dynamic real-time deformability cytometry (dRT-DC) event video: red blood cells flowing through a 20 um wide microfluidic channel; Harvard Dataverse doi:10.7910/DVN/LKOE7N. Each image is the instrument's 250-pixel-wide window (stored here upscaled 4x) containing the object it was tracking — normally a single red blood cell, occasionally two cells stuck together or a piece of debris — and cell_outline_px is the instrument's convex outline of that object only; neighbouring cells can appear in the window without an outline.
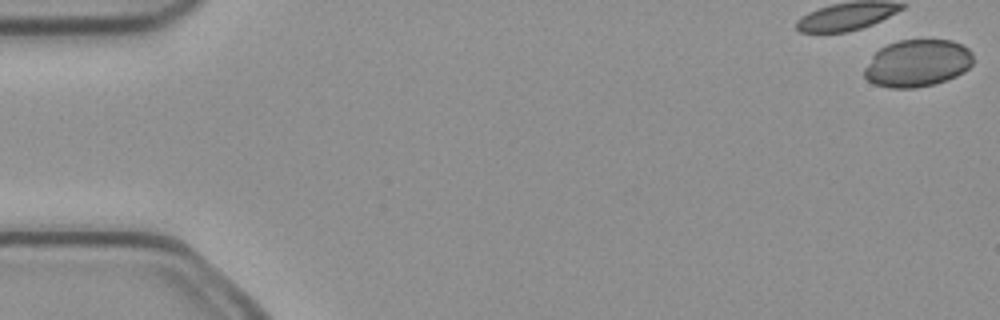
{"species": "common noctule bat (a hibernating species)", "species_latin": "Nyctalus noctula", "temperature_condition": "cold", "stored_images_in_passage": 8, "camera_frame_rate_fps": 3000, "um_per_image_px": 0.085, "animal": {"sex": "female", "body_mass_g": 21.9}, "frame": {"image": 1, "passage_image": 1, "time_ms": 0.0, "image_size_px": [1000, 320], "cell_outline_px": [[972, 64], [964, 72], [948, 80], [916, 88], [888, 88], [876, 84], [868, 80], [864, 76], [864, 68], [872, 56], [880, 48], [888, 44], [900, 40], [952, 40], [964, 44], [972, 52]], "centroid_in_image_um": [77.99, 5.37], "position_along_channel_um": 7.0, "area_um2": 30.06}}